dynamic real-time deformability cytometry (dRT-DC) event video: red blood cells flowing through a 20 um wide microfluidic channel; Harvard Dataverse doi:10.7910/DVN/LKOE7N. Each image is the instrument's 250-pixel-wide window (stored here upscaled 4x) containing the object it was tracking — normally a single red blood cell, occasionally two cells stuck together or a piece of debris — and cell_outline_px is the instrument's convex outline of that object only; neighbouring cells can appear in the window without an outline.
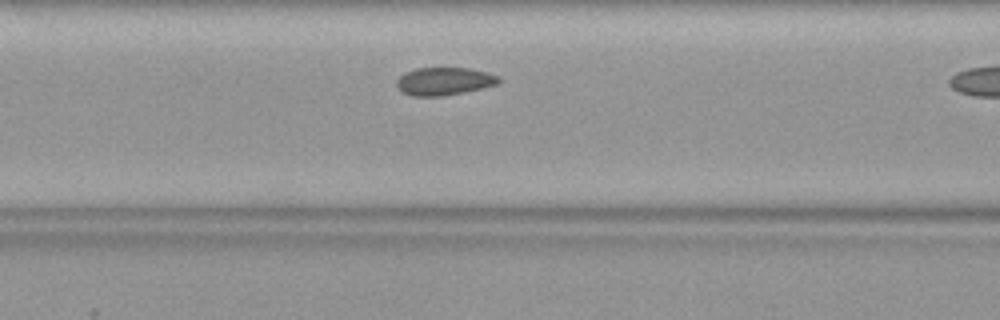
{"species": "common noctule bat (a hibernating species)", "species_latin": "Nyctalus noctula", "temperature_condition": "warm", "stored_images_in_passage": 9, "camera_frame_rate_fps": 3000, "um_per_image_px": 0.085, "animal": {"sex": "female", "body_mass_g": 19.9}, "frame": {"image": 1, "passage_image": 8, "time_ms": 2.333, "image_size_px": [1000, 320], "cell_outline_px": [[504, 80], [500, 84], [464, 92], [444, 96], [412, 96], [404, 92], [396, 84], [396, 80], [400, 76], [416, 68], [468, 68], [488, 72], [500, 76]], "centroid_in_image_um": [37.85, 6.9], "position_along_channel_um": 128.8, "area_um2": 16.65}}